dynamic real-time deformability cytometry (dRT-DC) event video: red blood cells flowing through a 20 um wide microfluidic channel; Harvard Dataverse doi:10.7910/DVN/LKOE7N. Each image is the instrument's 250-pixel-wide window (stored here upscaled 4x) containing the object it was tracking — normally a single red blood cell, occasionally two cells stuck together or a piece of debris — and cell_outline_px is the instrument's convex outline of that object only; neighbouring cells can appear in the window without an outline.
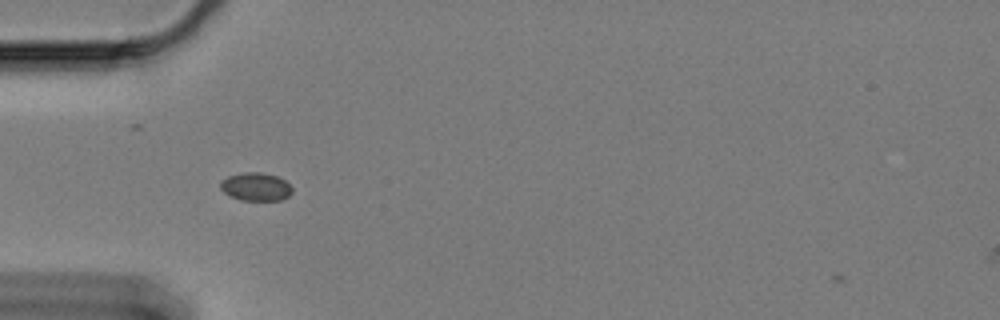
{"species": "Egyptian fruit bat (a non-hibernating species)", "species_latin": "Rousettus aegyptiacus", "temperature_condition": "cold", "stored_images_in_passage": 45, "camera_frame_rate_fps": 3000, "um_per_image_px": 0.085, "animal": {"sex": "female"}, "frame": {"image": 1, "passage_image": 3, "time_ms": 0.667, "image_size_px": [1000, 320], "cell_outline_px": [[292, 192], [288, 196], [280, 200], [240, 200], [224, 192], [220, 188], [220, 180], [228, 176], [244, 172], [260, 172], [276, 176], [284, 180], [292, 188]], "centroid_in_image_um": [21.72, 15.87], "position_along_channel_um": 63.3, "area_um2": 11.68}}
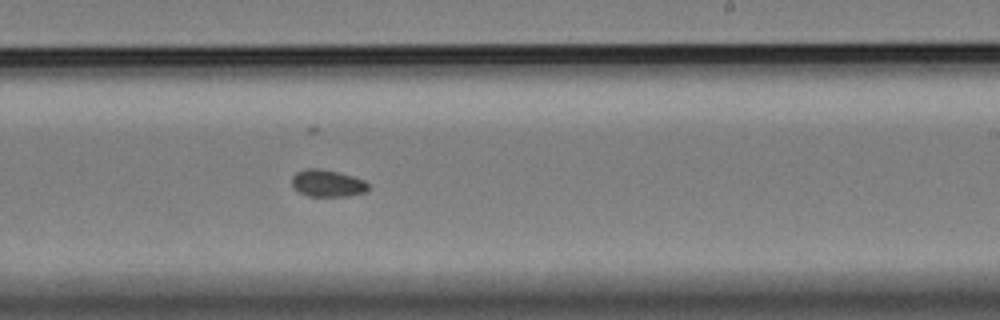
{"frame": {"image": 2, "passage_image": 21, "time_ms": 6.667, "image_size_px": [1000, 320], "cell_outline_px": [[368, 188], [364, 192], [348, 196], [308, 196], [300, 192], [292, 184], [292, 176], [296, 172], [304, 168], [320, 168], [352, 176], [364, 180], [368, 184]], "centroid_in_image_um": [27.81, 15.57], "position_along_channel_um": 261.2, "area_um2": 11.91}}
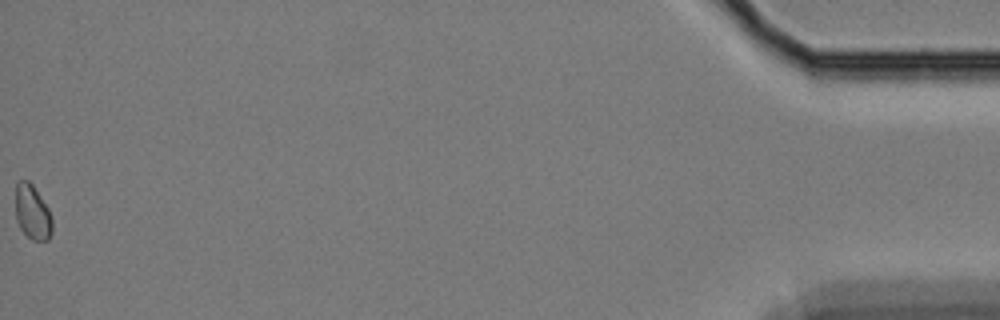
{"frame": {"image": 3, "passage_image": 45, "time_ms": 14.667, "image_size_px": [1000, 320], "cell_outline_px": [[52, 232], [48, 240], [32, 240], [20, 228], [16, 220], [16, 184], [20, 180], [28, 180], [32, 184], [48, 208], [52, 216]], "centroid_in_image_um": [2.76, 18.05], "position_along_channel_um": 432.4, "area_um2": 11.62}, "authors_computed_cell_mechanics": {"area_um2": 11.6178, "velocity_mm_per_s": 3.3182, "shape_relaxation_time_tau1_ms": null, "shape_relaxation_time_tau2_ms": 7.7634, "deformation_change_tau1": null, "deformation_change_tau2": 0.0555}}